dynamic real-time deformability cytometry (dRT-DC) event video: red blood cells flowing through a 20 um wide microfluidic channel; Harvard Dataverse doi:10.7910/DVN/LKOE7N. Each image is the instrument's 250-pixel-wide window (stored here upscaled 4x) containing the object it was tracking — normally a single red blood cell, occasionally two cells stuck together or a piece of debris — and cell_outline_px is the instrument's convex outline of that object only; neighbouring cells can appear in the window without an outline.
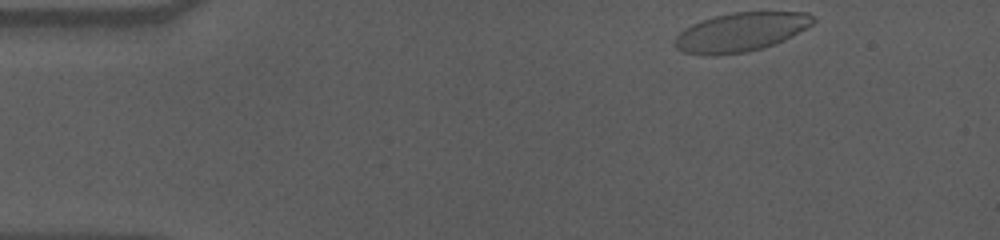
{"species": "human", "species_latin": "Homo sapiens", "temperature_condition": "cold", "stored_images_in_passage": 51, "camera_frame_rate_fps": 3000, "um_per_image_px": 0.085, "donor": {"sex": "male"}, "frame": {"image": 1, "passage_image": 1, "time_ms": 0.0, "image_size_px": [1000, 240], "cell_outline_px": [[816, 20], [808, 28], [784, 40], [764, 48], [748, 52], [716, 56], [704, 56], [684, 52], [676, 48], [672, 44], [672, 40], [684, 28], [692, 24], [716, 16], [732, 12], [808, 12]], "centroid_in_image_um": [62.94, 2.75], "position_along_channel_um": 22.1, "area_um2": 31.73}}
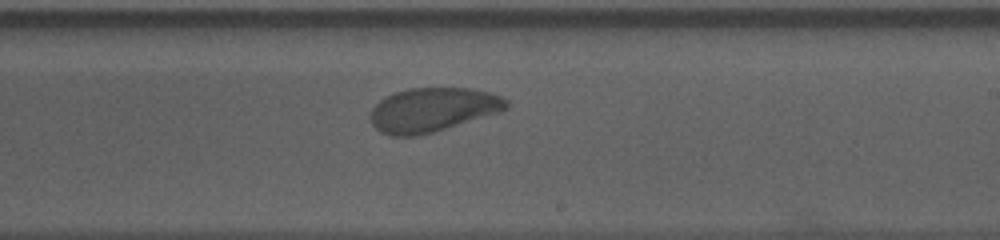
{"frame": {"image": 2, "passage_image": 28, "time_ms": 9.0, "image_size_px": [1000, 240], "cell_outline_px": [[508, 108], [500, 112], [432, 132], [416, 136], [392, 136], [380, 132], [372, 124], [372, 108], [380, 100], [396, 92], [408, 88], [472, 88], [488, 92], [500, 96], [508, 100]], "centroid_in_image_um": [36.79, 9.32], "position_along_channel_um": 252.2, "area_um2": 34.56}}
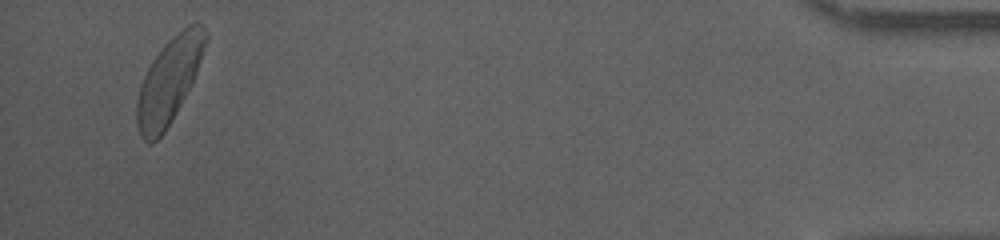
{"frame": {"image": 3, "passage_image": 49, "time_ms": 16.0, "image_size_px": [1000, 240], "cell_outline_px": [[208, 36], [196, 72], [176, 112], [164, 132], [152, 144], [148, 144], [140, 136], [136, 124], [136, 100], [140, 84], [152, 60], [164, 44], [172, 36], [188, 24], [200, 24], [208, 32]], "centroid_in_image_um": [14.32, 6.88], "position_along_channel_um": 420.9, "area_um2": 33.64}, "authors_computed_cell_mechanics": {"area_um2": 34.5644, "velocity_mm_per_s": 3.5294, "shape_relaxation_time_tau1_ms": 3.0736, "shape_relaxation_time_tau2_ms": 2.7507, "deformation_change_tau1": 0.1245, "deformation_change_tau2": 0.0772}}